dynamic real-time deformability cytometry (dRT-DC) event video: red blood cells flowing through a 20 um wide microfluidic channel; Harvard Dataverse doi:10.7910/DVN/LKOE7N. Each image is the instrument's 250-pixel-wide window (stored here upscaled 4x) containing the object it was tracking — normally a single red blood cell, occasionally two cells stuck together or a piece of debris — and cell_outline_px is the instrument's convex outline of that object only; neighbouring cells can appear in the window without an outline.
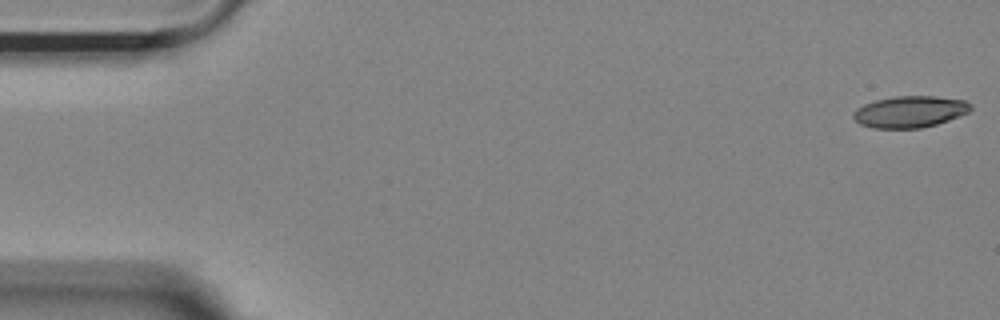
{"species": "Egyptian fruit bat (a non-hibernating species)", "species_latin": "Rousettus aegyptiacus", "temperature_condition": "room temperature", "stored_images_in_passage": 55, "camera_frame_rate_fps": 3000, "um_per_image_px": 0.085, "animal": {"sex": "female"}, "frame": {"image": 1, "passage_image": 1, "time_ms": 0.0, "image_size_px": [1000, 320], "cell_outline_px": [[972, 108], [968, 112], [948, 120], [936, 124], [920, 128], [872, 128], [860, 124], [852, 116], [852, 112], [856, 108], [864, 104], [876, 100], [896, 96], [936, 96], [964, 100], [972, 104]], "centroid_in_image_um": [77.32, 9.49], "position_along_channel_um": 7.7, "area_um2": 21.56}}
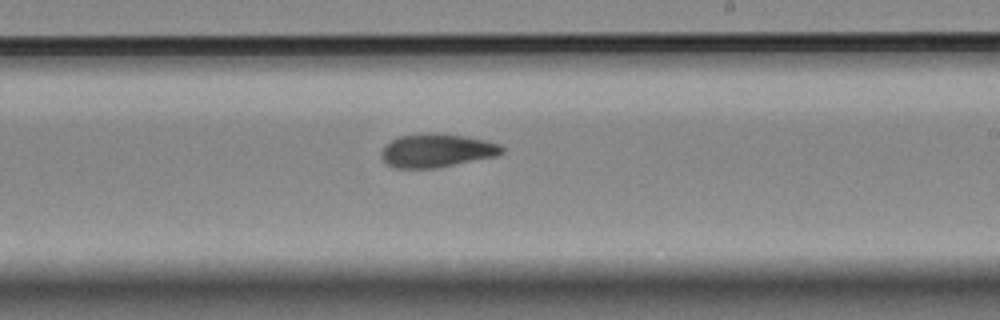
{"frame": {"image": 2, "passage_image": 32, "time_ms": 10.333, "image_size_px": [1000, 320], "cell_outline_px": [[504, 152], [496, 156], [436, 168], [392, 168], [380, 156], [380, 152], [384, 144], [400, 136], [420, 132], [440, 132], [464, 136], [484, 140], [500, 144], [504, 148]], "centroid_in_image_um": [37.09, 12.78], "position_along_channel_um": 251.9, "area_um2": 23.87}}
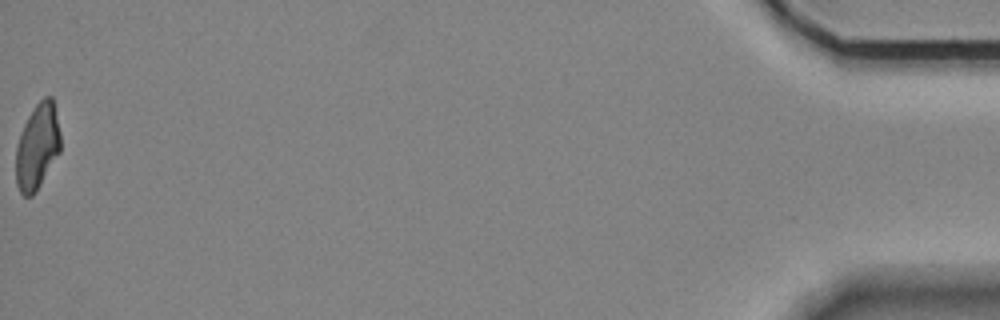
{"frame": {"image": 3, "passage_image": 55, "time_ms": 18.0, "image_size_px": [1000, 320], "cell_outline_px": [[60, 152], [36, 192], [32, 196], [24, 196], [20, 192], [16, 184], [16, 144], [20, 132], [28, 116], [36, 104], [44, 96], [52, 96], [60, 132]], "centroid_in_image_um": [3.17, 12.47], "position_along_channel_um": 432.0, "area_um2": 22.37}, "authors_computed_cell_mechanics": {"area_um2": 23.0622, "velocity_mm_per_s": 3.6363, "shape_relaxation_time_tau1_ms": null, "shape_relaxation_time_tau2_ms": 2.8569, "deformation_change_tau1": null, "deformation_change_tau2": 0.0927}}